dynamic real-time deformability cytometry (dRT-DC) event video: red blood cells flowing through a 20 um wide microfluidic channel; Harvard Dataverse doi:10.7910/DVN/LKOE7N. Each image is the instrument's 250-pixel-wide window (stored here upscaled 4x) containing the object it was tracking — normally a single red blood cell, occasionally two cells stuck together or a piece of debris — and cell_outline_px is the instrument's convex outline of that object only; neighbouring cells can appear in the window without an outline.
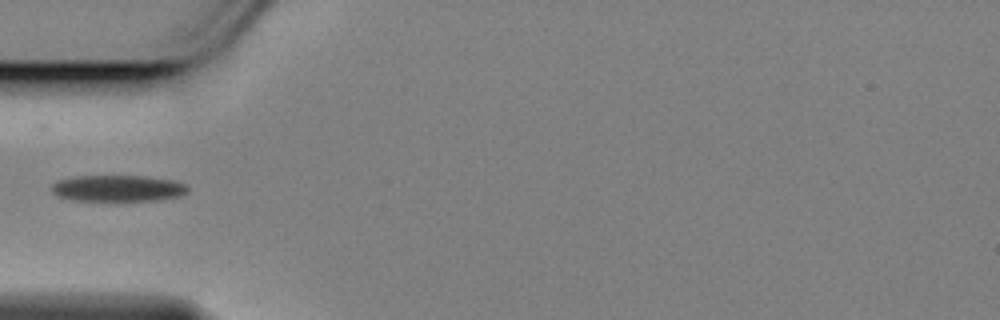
{"species": "Egyptian fruit bat (a non-hibernating species)", "species_latin": "Rousettus aegyptiacus", "temperature_condition": "cold", "stored_images_in_passage": 41, "camera_frame_rate_fps": 3000, "um_per_image_px": 0.085, "animal": {"sex": "female"}, "frame": {"image": 1, "passage_image": 1, "time_ms": 0.0, "image_size_px": [1000, 320], "cell_outline_px": [[188, 192], [180, 196], [160, 200], [116, 204], [72, 200], [56, 196], [52, 192], [52, 184], [60, 180], [76, 176], [144, 176], [172, 180], [184, 184], [188, 188]], "centroid_in_image_um": [10.01, 16.07], "position_along_channel_um": 75.0, "area_um2": 22.02}}
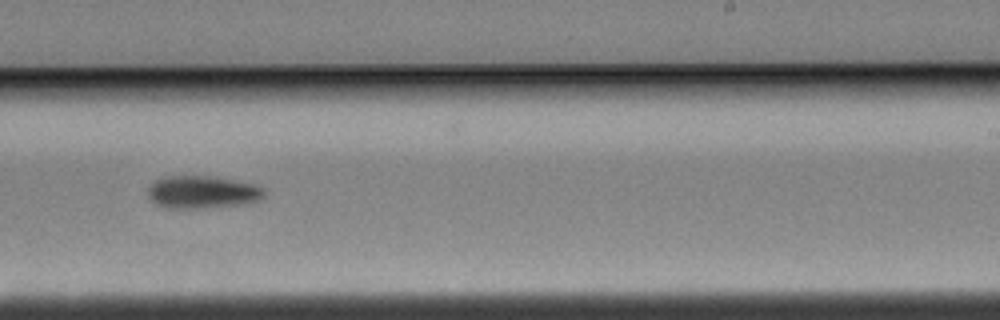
{"frame": {"image": 2, "passage_image": 18, "time_ms": 5.667, "image_size_px": [1000, 320], "cell_outline_px": [[264, 196], [260, 200], [244, 204], [208, 208], [164, 208], [156, 204], [148, 196], [148, 188], [156, 180], [168, 176], [212, 176], [256, 184], [264, 192]], "centroid_in_image_um": [17.2, 16.34], "position_along_channel_um": 271.8, "area_um2": 22.14}}
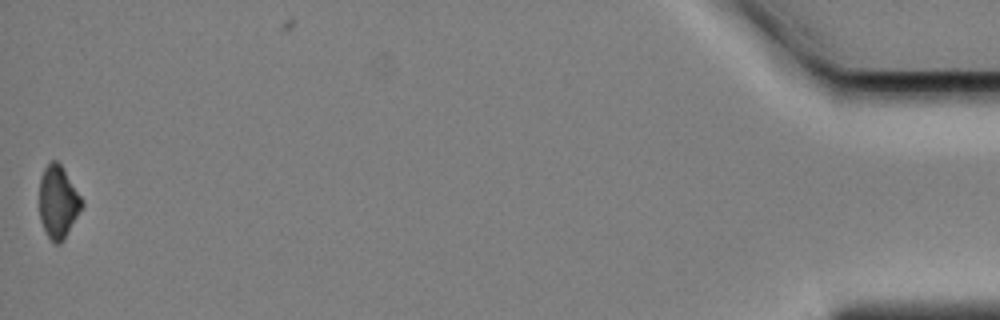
{"frame": {"image": 3, "passage_image": 40, "time_ms": 13.0, "image_size_px": [1000, 320], "cell_outline_px": [[84, 204], [64, 240], [60, 244], [56, 244], [48, 236], [40, 220], [40, 176], [44, 168], [52, 160], [56, 160], [64, 168], [84, 200]], "centroid_in_image_um": [4.96, 17.15], "position_along_channel_um": 430.2, "area_um2": 18.03}}